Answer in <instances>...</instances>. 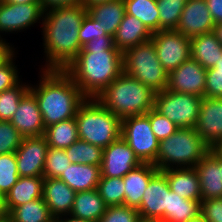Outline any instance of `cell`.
Wrapping results in <instances>:
<instances>
[{
	"instance_id": "1",
	"label": "cell",
	"mask_w": 222,
	"mask_h": 222,
	"mask_svg": "<svg viewBox=\"0 0 222 222\" xmlns=\"http://www.w3.org/2000/svg\"><path fill=\"white\" fill-rule=\"evenodd\" d=\"M64 71L86 98H96L123 73V53L114 37L101 35L83 46Z\"/></svg>"
},
{
	"instance_id": "2",
	"label": "cell",
	"mask_w": 222,
	"mask_h": 222,
	"mask_svg": "<svg viewBox=\"0 0 222 222\" xmlns=\"http://www.w3.org/2000/svg\"><path fill=\"white\" fill-rule=\"evenodd\" d=\"M86 14L81 3L44 11L40 28L46 62L41 70H65L78 56L79 29Z\"/></svg>"
},
{
	"instance_id": "3",
	"label": "cell",
	"mask_w": 222,
	"mask_h": 222,
	"mask_svg": "<svg viewBox=\"0 0 222 222\" xmlns=\"http://www.w3.org/2000/svg\"><path fill=\"white\" fill-rule=\"evenodd\" d=\"M37 85L30 83L45 128L75 117L79 106L87 99L64 70H40Z\"/></svg>"
},
{
	"instance_id": "4",
	"label": "cell",
	"mask_w": 222,
	"mask_h": 222,
	"mask_svg": "<svg viewBox=\"0 0 222 222\" xmlns=\"http://www.w3.org/2000/svg\"><path fill=\"white\" fill-rule=\"evenodd\" d=\"M155 94L139 80L123 72L95 99L122 120L152 110Z\"/></svg>"
},
{
	"instance_id": "5",
	"label": "cell",
	"mask_w": 222,
	"mask_h": 222,
	"mask_svg": "<svg viewBox=\"0 0 222 222\" xmlns=\"http://www.w3.org/2000/svg\"><path fill=\"white\" fill-rule=\"evenodd\" d=\"M78 137L90 144L106 148L121 137V119L97 99L87 98L75 115Z\"/></svg>"
},
{
	"instance_id": "6",
	"label": "cell",
	"mask_w": 222,
	"mask_h": 222,
	"mask_svg": "<svg viewBox=\"0 0 222 222\" xmlns=\"http://www.w3.org/2000/svg\"><path fill=\"white\" fill-rule=\"evenodd\" d=\"M209 149L194 128H178L159 141L156 167L159 171L195 167Z\"/></svg>"
},
{
	"instance_id": "7",
	"label": "cell",
	"mask_w": 222,
	"mask_h": 222,
	"mask_svg": "<svg viewBox=\"0 0 222 222\" xmlns=\"http://www.w3.org/2000/svg\"><path fill=\"white\" fill-rule=\"evenodd\" d=\"M123 72L155 93L162 92L168 85L169 73L161 65L151 39L123 53Z\"/></svg>"
},
{
	"instance_id": "8",
	"label": "cell",
	"mask_w": 222,
	"mask_h": 222,
	"mask_svg": "<svg viewBox=\"0 0 222 222\" xmlns=\"http://www.w3.org/2000/svg\"><path fill=\"white\" fill-rule=\"evenodd\" d=\"M201 102L202 97L165 89L155 94L154 109L179 128H194Z\"/></svg>"
},
{
	"instance_id": "9",
	"label": "cell",
	"mask_w": 222,
	"mask_h": 222,
	"mask_svg": "<svg viewBox=\"0 0 222 222\" xmlns=\"http://www.w3.org/2000/svg\"><path fill=\"white\" fill-rule=\"evenodd\" d=\"M121 137L128 143L141 163H150L156 166L159 140L154 135L150 119L146 114L122 119Z\"/></svg>"
},
{
	"instance_id": "10",
	"label": "cell",
	"mask_w": 222,
	"mask_h": 222,
	"mask_svg": "<svg viewBox=\"0 0 222 222\" xmlns=\"http://www.w3.org/2000/svg\"><path fill=\"white\" fill-rule=\"evenodd\" d=\"M151 40L161 65L168 73L191 57L190 38L176 30H160L152 34Z\"/></svg>"
},
{
	"instance_id": "11",
	"label": "cell",
	"mask_w": 222,
	"mask_h": 222,
	"mask_svg": "<svg viewBox=\"0 0 222 222\" xmlns=\"http://www.w3.org/2000/svg\"><path fill=\"white\" fill-rule=\"evenodd\" d=\"M43 16L41 3L13 4L0 0V40H5L1 38V33L3 35L17 31V34L43 21Z\"/></svg>"
},
{
	"instance_id": "12",
	"label": "cell",
	"mask_w": 222,
	"mask_h": 222,
	"mask_svg": "<svg viewBox=\"0 0 222 222\" xmlns=\"http://www.w3.org/2000/svg\"><path fill=\"white\" fill-rule=\"evenodd\" d=\"M48 148L44 135L23 137L15 152L19 177H43Z\"/></svg>"
},
{
	"instance_id": "13",
	"label": "cell",
	"mask_w": 222,
	"mask_h": 222,
	"mask_svg": "<svg viewBox=\"0 0 222 222\" xmlns=\"http://www.w3.org/2000/svg\"><path fill=\"white\" fill-rule=\"evenodd\" d=\"M206 71L192 57L168 75L167 90L204 97Z\"/></svg>"
},
{
	"instance_id": "14",
	"label": "cell",
	"mask_w": 222,
	"mask_h": 222,
	"mask_svg": "<svg viewBox=\"0 0 222 222\" xmlns=\"http://www.w3.org/2000/svg\"><path fill=\"white\" fill-rule=\"evenodd\" d=\"M140 160L128 143L120 137L103 149V159L100 166L101 177L123 178L129 171L138 167Z\"/></svg>"
},
{
	"instance_id": "15",
	"label": "cell",
	"mask_w": 222,
	"mask_h": 222,
	"mask_svg": "<svg viewBox=\"0 0 222 222\" xmlns=\"http://www.w3.org/2000/svg\"><path fill=\"white\" fill-rule=\"evenodd\" d=\"M169 183L167 177L158 171L149 181L143 193L141 204L137 208L139 216L146 219L165 221V209H168Z\"/></svg>"
},
{
	"instance_id": "16",
	"label": "cell",
	"mask_w": 222,
	"mask_h": 222,
	"mask_svg": "<svg viewBox=\"0 0 222 222\" xmlns=\"http://www.w3.org/2000/svg\"><path fill=\"white\" fill-rule=\"evenodd\" d=\"M195 131L211 149L222 138V98L202 97Z\"/></svg>"
},
{
	"instance_id": "17",
	"label": "cell",
	"mask_w": 222,
	"mask_h": 222,
	"mask_svg": "<svg viewBox=\"0 0 222 222\" xmlns=\"http://www.w3.org/2000/svg\"><path fill=\"white\" fill-rule=\"evenodd\" d=\"M214 25L206 0H187L175 30L192 38L212 32Z\"/></svg>"
},
{
	"instance_id": "18",
	"label": "cell",
	"mask_w": 222,
	"mask_h": 222,
	"mask_svg": "<svg viewBox=\"0 0 222 222\" xmlns=\"http://www.w3.org/2000/svg\"><path fill=\"white\" fill-rule=\"evenodd\" d=\"M10 122L23 137L44 135L45 126L38 102L30 90L20 99L18 108Z\"/></svg>"
},
{
	"instance_id": "19",
	"label": "cell",
	"mask_w": 222,
	"mask_h": 222,
	"mask_svg": "<svg viewBox=\"0 0 222 222\" xmlns=\"http://www.w3.org/2000/svg\"><path fill=\"white\" fill-rule=\"evenodd\" d=\"M194 168L199 176L202 200L222 198V157L209 149Z\"/></svg>"
},
{
	"instance_id": "20",
	"label": "cell",
	"mask_w": 222,
	"mask_h": 222,
	"mask_svg": "<svg viewBox=\"0 0 222 222\" xmlns=\"http://www.w3.org/2000/svg\"><path fill=\"white\" fill-rule=\"evenodd\" d=\"M76 192L59 178H44L43 199L53 217L70 214Z\"/></svg>"
},
{
	"instance_id": "21",
	"label": "cell",
	"mask_w": 222,
	"mask_h": 222,
	"mask_svg": "<svg viewBox=\"0 0 222 222\" xmlns=\"http://www.w3.org/2000/svg\"><path fill=\"white\" fill-rule=\"evenodd\" d=\"M159 170L154 164L141 163L129 171L124 177V205L137 209L141 204L143 193L148 187L150 179Z\"/></svg>"
},
{
	"instance_id": "22",
	"label": "cell",
	"mask_w": 222,
	"mask_h": 222,
	"mask_svg": "<svg viewBox=\"0 0 222 222\" xmlns=\"http://www.w3.org/2000/svg\"><path fill=\"white\" fill-rule=\"evenodd\" d=\"M168 180L170 190L185 199L202 201L197 171L192 168H170L161 171Z\"/></svg>"
},
{
	"instance_id": "23",
	"label": "cell",
	"mask_w": 222,
	"mask_h": 222,
	"mask_svg": "<svg viewBox=\"0 0 222 222\" xmlns=\"http://www.w3.org/2000/svg\"><path fill=\"white\" fill-rule=\"evenodd\" d=\"M152 33L136 17L124 15L114 35L115 47L124 53L126 50L150 40Z\"/></svg>"
},
{
	"instance_id": "24",
	"label": "cell",
	"mask_w": 222,
	"mask_h": 222,
	"mask_svg": "<svg viewBox=\"0 0 222 222\" xmlns=\"http://www.w3.org/2000/svg\"><path fill=\"white\" fill-rule=\"evenodd\" d=\"M44 177H19L4 197V203L9 214L15 207L43 197Z\"/></svg>"
},
{
	"instance_id": "25",
	"label": "cell",
	"mask_w": 222,
	"mask_h": 222,
	"mask_svg": "<svg viewBox=\"0 0 222 222\" xmlns=\"http://www.w3.org/2000/svg\"><path fill=\"white\" fill-rule=\"evenodd\" d=\"M100 177V166L71 163L60 175L59 179L65 182L75 192H81L97 189Z\"/></svg>"
},
{
	"instance_id": "26",
	"label": "cell",
	"mask_w": 222,
	"mask_h": 222,
	"mask_svg": "<svg viewBox=\"0 0 222 222\" xmlns=\"http://www.w3.org/2000/svg\"><path fill=\"white\" fill-rule=\"evenodd\" d=\"M87 13L99 22L107 35L114 37L126 11L123 0H113L94 4L87 8Z\"/></svg>"
},
{
	"instance_id": "27",
	"label": "cell",
	"mask_w": 222,
	"mask_h": 222,
	"mask_svg": "<svg viewBox=\"0 0 222 222\" xmlns=\"http://www.w3.org/2000/svg\"><path fill=\"white\" fill-rule=\"evenodd\" d=\"M191 57L205 69L215 66L222 58V45L213 32L190 38Z\"/></svg>"
},
{
	"instance_id": "28",
	"label": "cell",
	"mask_w": 222,
	"mask_h": 222,
	"mask_svg": "<svg viewBox=\"0 0 222 222\" xmlns=\"http://www.w3.org/2000/svg\"><path fill=\"white\" fill-rule=\"evenodd\" d=\"M107 205L97 189L76 192L71 215L85 220L99 222L106 212Z\"/></svg>"
},
{
	"instance_id": "29",
	"label": "cell",
	"mask_w": 222,
	"mask_h": 222,
	"mask_svg": "<svg viewBox=\"0 0 222 222\" xmlns=\"http://www.w3.org/2000/svg\"><path fill=\"white\" fill-rule=\"evenodd\" d=\"M201 201L185 199L169 188L168 209H165L164 222H187L200 213Z\"/></svg>"
},
{
	"instance_id": "30",
	"label": "cell",
	"mask_w": 222,
	"mask_h": 222,
	"mask_svg": "<svg viewBox=\"0 0 222 222\" xmlns=\"http://www.w3.org/2000/svg\"><path fill=\"white\" fill-rule=\"evenodd\" d=\"M44 136L49 147L66 149L79 139L75 117L45 128Z\"/></svg>"
},
{
	"instance_id": "31",
	"label": "cell",
	"mask_w": 222,
	"mask_h": 222,
	"mask_svg": "<svg viewBox=\"0 0 222 222\" xmlns=\"http://www.w3.org/2000/svg\"><path fill=\"white\" fill-rule=\"evenodd\" d=\"M126 14L139 19L153 34L159 31V10L156 0H123Z\"/></svg>"
},
{
	"instance_id": "32",
	"label": "cell",
	"mask_w": 222,
	"mask_h": 222,
	"mask_svg": "<svg viewBox=\"0 0 222 222\" xmlns=\"http://www.w3.org/2000/svg\"><path fill=\"white\" fill-rule=\"evenodd\" d=\"M52 217L42 197L15 207L8 214V222H48Z\"/></svg>"
},
{
	"instance_id": "33",
	"label": "cell",
	"mask_w": 222,
	"mask_h": 222,
	"mask_svg": "<svg viewBox=\"0 0 222 222\" xmlns=\"http://www.w3.org/2000/svg\"><path fill=\"white\" fill-rule=\"evenodd\" d=\"M71 163L101 166L103 148L78 139L68 148L64 149Z\"/></svg>"
},
{
	"instance_id": "34",
	"label": "cell",
	"mask_w": 222,
	"mask_h": 222,
	"mask_svg": "<svg viewBox=\"0 0 222 222\" xmlns=\"http://www.w3.org/2000/svg\"><path fill=\"white\" fill-rule=\"evenodd\" d=\"M159 10V31L175 30L187 0H156Z\"/></svg>"
},
{
	"instance_id": "35",
	"label": "cell",
	"mask_w": 222,
	"mask_h": 222,
	"mask_svg": "<svg viewBox=\"0 0 222 222\" xmlns=\"http://www.w3.org/2000/svg\"><path fill=\"white\" fill-rule=\"evenodd\" d=\"M30 84L20 81L13 88L0 93V120L10 121L18 108L20 99L29 90Z\"/></svg>"
},
{
	"instance_id": "36",
	"label": "cell",
	"mask_w": 222,
	"mask_h": 222,
	"mask_svg": "<svg viewBox=\"0 0 222 222\" xmlns=\"http://www.w3.org/2000/svg\"><path fill=\"white\" fill-rule=\"evenodd\" d=\"M124 181L119 177H100L97 185L99 195L107 206L124 205Z\"/></svg>"
},
{
	"instance_id": "37",
	"label": "cell",
	"mask_w": 222,
	"mask_h": 222,
	"mask_svg": "<svg viewBox=\"0 0 222 222\" xmlns=\"http://www.w3.org/2000/svg\"><path fill=\"white\" fill-rule=\"evenodd\" d=\"M19 172L17 168L16 154L8 153L0 155V196L10 191L12 186L18 181Z\"/></svg>"
},
{
	"instance_id": "38",
	"label": "cell",
	"mask_w": 222,
	"mask_h": 222,
	"mask_svg": "<svg viewBox=\"0 0 222 222\" xmlns=\"http://www.w3.org/2000/svg\"><path fill=\"white\" fill-rule=\"evenodd\" d=\"M70 164L71 161L68 159L64 149L49 147L46 154L43 177L59 178Z\"/></svg>"
},
{
	"instance_id": "39",
	"label": "cell",
	"mask_w": 222,
	"mask_h": 222,
	"mask_svg": "<svg viewBox=\"0 0 222 222\" xmlns=\"http://www.w3.org/2000/svg\"><path fill=\"white\" fill-rule=\"evenodd\" d=\"M22 139L23 136L10 121L0 120V155L16 152Z\"/></svg>"
},
{
	"instance_id": "40",
	"label": "cell",
	"mask_w": 222,
	"mask_h": 222,
	"mask_svg": "<svg viewBox=\"0 0 222 222\" xmlns=\"http://www.w3.org/2000/svg\"><path fill=\"white\" fill-rule=\"evenodd\" d=\"M150 119L151 129L159 141L174 134L179 128L170 119L161 115L154 108L146 113Z\"/></svg>"
},
{
	"instance_id": "41",
	"label": "cell",
	"mask_w": 222,
	"mask_h": 222,
	"mask_svg": "<svg viewBox=\"0 0 222 222\" xmlns=\"http://www.w3.org/2000/svg\"><path fill=\"white\" fill-rule=\"evenodd\" d=\"M140 218L137 209L127 205L107 206L99 222H137Z\"/></svg>"
},
{
	"instance_id": "42",
	"label": "cell",
	"mask_w": 222,
	"mask_h": 222,
	"mask_svg": "<svg viewBox=\"0 0 222 222\" xmlns=\"http://www.w3.org/2000/svg\"><path fill=\"white\" fill-rule=\"evenodd\" d=\"M16 52L0 66V93L4 90L13 88L21 80L19 78V69L15 65Z\"/></svg>"
},
{
	"instance_id": "43",
	"label": "cell",
	"mask_w": 222,
	"mask_h": 222,
	"mask_svg": "<svg viewBox=\"0 0 222 222\" xmlns=\"http://www.w3.org/2000/svg\"><path fill=\"white\" fill-rule=\"evenodd\" d=\"M101 35H107L99 25V22L94 20L88 13L82 20L81 27L79 29V40L81 47L93 39L100 38Z\"/></svg>"
},
{
	"instance_id": "44",
	"label": "cell",
	"mask_w": 222,
	"mask_h": 222,
	"mask_svg": "<svg viewBox=\"0 0 222 222\" xmlns=\"http://www.w3.org/2000/svg\"><path fill=\"white\" fill-rule=\"evenodd\" d=\"M208 222H222V198L201 201V210Z\"/></svg>"
},
{
	"instance_id": "45",
	"label": "cell",
	"mask_w": 222,
	"mask_h": 222,
	"mask_svg": "<svg viewBox=\"0 0 222 222\" xmlns=\"http://www.w3.org/2000/svg\"><path fill=\"white\" fill-rule=\"evenodd\" d=\"M204 97L222 98V72H206Z\"/></svg>"
},
{
	"instance_id": "46",
	"label": "cell",
	"mask_w": 222,
	"mask_h": 222,
	"mask_svg": "<svg viewBox=\"0 0 222 222\" xmlns=\"http://www.w3.org/2000/svg\"><path fill=\"white\" fill-rule=\"evenodd\" d=\"M44 11L51 9L66 7L72 5H78L81 0H39Z\"/></svg>"
},
{
	"instance_id": "47",
	"label": "cell",
	"mask_w": 222,
	"mask_h": 222,
	"mask_svg": "<svg viewBox=\"0 0 222 222\" xmlns=\"http://www.w3.org/2000/svg\"><path fill=\"white\" fill-rule=\"evenodd\" d=\"M214 23H222V0H206Z\"/></svg>"
},
{
	"instance_id": "48",
	"label": "cell",
	"mask_w": 222,
	"mask_h": 222,
	"mask_svg": "<svg viewBox=\"0 0 222 222\" xmlns=\"http://www.w3.org/2000/svg\"><path fill=\"white\" fill-rule=\"evenodd\" d=\"M15 49L14 46L5 40H0V66L15 53Z\"/></svg>"
},
{
	"instance_id": "49",
	"label": "cell",
	"mask_w": 222,
	"mask_h": 222,
	"mask_svg": "<svg viewBox=\"0 0 222 222\" xmlns=\"http://www.w3.org/2000/svg\"><path fill=\"white\" fill-rule=\"evenodd\" d=\"M61 222H93L89 220L82 219L80 217L73 216L71 214L62 215L58 217Z\"/></svg>"
},
{
	"instance_id": "50",
	"label": "cell",
	"mask_w": 222,
	"mask_h": 222,
	"mask_svg": "<svg viewBox=\"0 0 222 222\" xmlns=\"http://www.w3.org/2000/svg\"><path fill=\"white\" fill-rule=\"evenodd\" d=\"M212 32L215 34V37L222 45V23H216Z\"/></svg>"
},
{
	"instance_id": "51",
	"label": "cell",
	"mask_w": 222,
	"mask_h": 222,
	"mask_svg": "<svg viewBox=\"0 0 222 222\" xmlns=\"http://www.w3.org/2000/svg\"><path fill=\"white\" fill-rule=\"evenodd\" d=\"M108 1H113V0H81V4L87 9L88 7L94 4L105 3Z\"/></svg>"
},
{
	"instance_id": "52",
	"label": "cell",
	"mask_w": 222,
	"mask_h": 222,
	"mask_svg": "<svg viewBox=\"0 0 222 222\" xmlns=\"http://www.w3.org/2000/svg\"><path fill=\"white\" fill-rule=\"evenodd\" d=\"M1 1L13 4L40 3L39 0H1Z\"/></svg>"
},
{
	"instance_id": "53",
	"label": "cell",
	"mask_w": 222,
	"mask_h": 222,
	"mask_svg": "<svg viewBox=\"0 0 222 222\" xmlns=\"http://www.w3.org/2000/svg\"><path fill=\"white\" fill-rule=\"evenodd\" d=\"M8 221V213L6 211L5 205H0V222Z\"/></svg>"
},
{
	"instance_id": "54",
	"label": "cell",
	"mask_w": 222,
	"mask_h": 222,
	"mask_svg": "<svg viewBox=\"0 0 222 222\" xmlns=\"http://www.w3.org/2000/svg\"><path fill=\"white\" fill-rule=\"evenodd\" d=\"M218 156L222 157V138L211 148Z\"/></svg>"
},
{
	"instance_id": "55",
	"label": "cell",
	"mask_w": 222,
	"mask_h": 222,
	"mask_svg": "<svg viewBox=\"0 0 222 222\" xmlns=\"http://www.w3.org/2000/svg\"><path fill=\"white\" fill-rule=\"evenodd\" d=\"M206 72H222V58L217 61L214 67L207 69Z\"/></svg>"
},
{
	"instance_id": "56",
	"label": "cell",
	"mask_w": 222,
	"mask_h": 222,
	"mask_svg": "<svg viewBox=\"0 0 222 222\" xmlns=\"http://www.w3.org/2000/svg\"><path fill=\"white\" fill-rule=\"evenodd\" d=\"M187 222H208V221L205 219L203 214L200 212L196 216L190 218Z\"/></svg>"
},
{
	"instance_id": "57",
	"label": "cell",
	"mask_w": 222,
	"mask_h": 222,
	"mask_svg": "<svg viewBox=\"0 0 222 222\" xmlns=\"http://www.w3.org/2000/svg\"><path fill=\"white\" fill-rule=\"evenodd\" d=\"M137 222H163V221H161V220H157V219H146V218H139L138 220H137Z\"/></svg>"
},
{
	"instance_id": "58",
	"label": "cell",
	"mask_w": 222,
	"mask_h": 222,
	"mask_svg": "<svg viewBox=\"0 0 222 222\" xmlns=\"http://www.w3.org/2000/svg\"><path fill=\"white\" fill-rule=\"evenodd\" d=\"M48 222H61L58 217H52Z\"/></svg>"
},
{
	"instance_id": "59",
	"label": "cell",
	"mask_w": 222,
	"mask_h": 222,
	"mask_svg": "<svg viewBox=\"0 0 222 222\" xmlns=\"http://www.w3.org/2000/svg\"><path fill=\"white\" fill-rule=\"evenodd\" d=\"M0 205H5V203H4V197H1V196H0Z\"/></svg>"
}]
</instances>
